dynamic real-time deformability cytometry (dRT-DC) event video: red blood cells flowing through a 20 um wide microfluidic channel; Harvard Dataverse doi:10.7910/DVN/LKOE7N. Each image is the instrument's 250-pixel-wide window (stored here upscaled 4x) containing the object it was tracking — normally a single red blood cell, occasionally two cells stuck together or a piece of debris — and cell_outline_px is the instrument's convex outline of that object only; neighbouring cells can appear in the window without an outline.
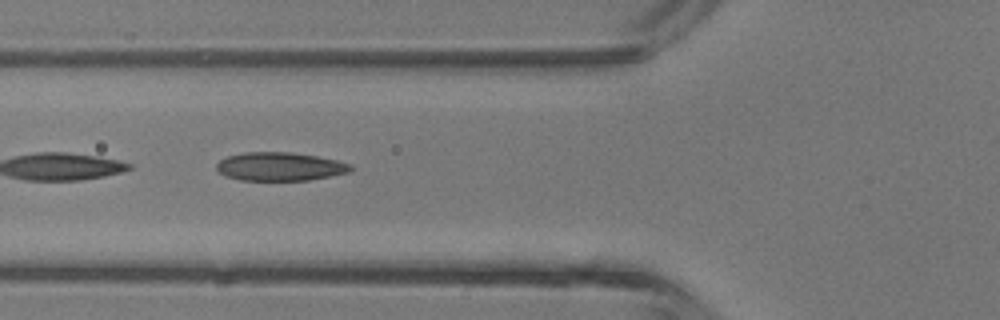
{"species": "common noctule bat (a hibernating species)", "species_latin": "Nyctalus noctula", "temperature_condition": "room temperature", "stored_images_in_passage": 6, "camera_frame_rate_fps": 3000, "um_per_image_px": 0.085, "animal": {"sex": "male", "body_mass_g": 13.3}, "frame": {"image": 1, "passage_image": 6, "time_ms": 6.333, "image_size_px": [1000, 320], "cell_outline_px": [[352, 168], [348, 172], [308, 180], [240, 180], [224, 176], [216, 168], [216, 164], [220, 160], [228, 156], [244, 152], [292, 152], [316, 156], [336, 160], [352, 164]], "centroid_in_image_um": [23.76, 14.15], "position_along_channel_um": 102.0, "area_um2": 22.14}}